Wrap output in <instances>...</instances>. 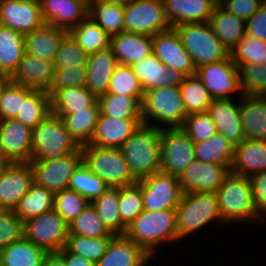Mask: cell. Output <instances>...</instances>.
<instances>
[{
	"mask_svg": "<svg viewBox=\"0 0 266 266\" xmlns=\"http://www.w3.org/2000/svg\"><path fill=\"white\" fill-rule=\"evenodd\" d=\"M90 204L81 194L66 188L54 194V210L70 225Z\"/></svg>",
	"mask_w": 266,
	"mask_h": 266,
	"instance_id": "obj_51",
	"label": "cell"
},
{
	"mask_svg": "<svg viewBox=\"0 0 266 266\" xmlns=\"http://www.w3.org/2000/svg\"><path fill=\"white\" fill-rule=\"evenodd\" d=\"M100 113L98 99L86 110L66 114L62 119L71 137L82 147L88 145L94 135Z\"/></svg>",
	"mask_w": 266,
	"mask_h": 266,
	"instance_id": "obj_35",
	"label": "cell"
},
{
	"mask_svg": "<svg viewBox=\"0 0 266 266\" xmlns=\"http://www.w3.org/2000/svg\"><path fill=\"white\" fill-rule=\"evenodd\" d=\"M161 171L179 177L196 159L194 142L181 128H162L160 136Z\"/></svg>",
	"mask_w": 266,
	"mask_h": 266,
	"instance_id": "obj_11",
	"label": "cell"
},
{
	"mask_svg": "<svg viewBox=\"0 0 266 266\" xmlns=\"http://www.w3.org/2000/svg\"><path fill=\"white\" fill-rule=\"evenodd\" d=\"M64 259L66 266H96V263L81 255L70 253L65 247L58 252Z\"/></svg>",
	"mask_w": 266,
	"mask_h": 266,
	"instance_id": "obj_61",
	"label": "cell"
},
{
	"mask_svg": "<svg viewBox=\"0 0 266 266\" xmlns=\"http://www.w3.org/2000/svg\"><path fill=\"white\" fill-rule=\"evenodd\" d=\"M1 92H2V80L0 81V95H1Z\"/></svg>",
	"mask_w": 266,
	"mask_h": 266,
	"instance_id": "obj_66",
	"label": "cell"
},
{
	"mask_svg": "<svg viewBox=\"0 0 266 266\" xmlns=\"http://www.w3.org/2000/svg\"><path fill=\"white\" fill-rule=\"evenodd\" d=\"M33 183L30 162L9 163L0 177V205L4 210H14Z\"/></svg>",
	"mask_w": 266,
	"mask_h": 266,
	"instance_id": "obj_19",
	"label": "cell"
},
{
	"mask_svg": "<svg viewBox=\"0 0 266 266\" xmlns=\"http://www.w3.org/2000/svg\"><path fill=\"white\" fill-rule=\"evenodd\" d=\"M265 0H226L221 6L228 12L247 21Z\"/></svg>",
	"mask_w": 266,
	"mask_h": 266,
	"instance_id": "obj_58",
	"label": "cell"
},
{
	"mask_svg": "<svg viewBox=\"0 0 266 266\" xmlns=\"http://www.w3.org/2000/svg\"><path fill=\"white\" fill-rule=\"evenodd\" d=\"M215 6H221L226 0H211Z\"/></svg>",
	"mask_w": 266,
	"mask_h": 266,
	"instance_id": "obj_65",
	"label": "cell"
},
{
	"mask_svg": "<svg viewBox=\"0 0 266 266\" xmlns=\"http://www.w3.org/2000/svg\"><path fill=\"white\" fill-rule=\"evenodd\" d=\"M120 187H109L100 197L91 202L99 218L111 234L125 235L127 226L119 214Z\"/></svg>",
	"mask_w": 266,
	"mask_h": 266,
	"instance_id": "obj_38",
	"label": "cell"
},
{
	"mask_svg": "<svg viewBox=\"0 0 266 266\" xmlns=\"http://www.w3.org/2000/svg\"><path fill=\"white\" fill-rule=\"evenodd\" d=\"M209 23L229 53L246 35V21L228 12L222 6L215 7Z\"/></svg>",
	"mask_w": 266,
	"mask_h": 266,
	"instance_id": "obj_32",
	"label": "cell"
},
{
	"mask_svg": "<svg viewBox=\"0 0 266 266\" xmlns=\"http://www.w3.org/2000/svg\"><path fill=\"white\" fill-rule=\"evenodd\" d=\"M179 88L187 116L208 111L213 98L195 74L186 76Z\"/></svg>",
	"mask_w": 266,
	"mask_h": 266,
	"instance_id": "obj_42",
	"label": "cell"
},
{
	"mask_svg": "<svg viewBox=\"0 0 266 266\" xmlns=\"http://www.w3.org/2000/svg\"><path fill=\"white\" fill-rule=\"evenodd\" d=\"M118 205L121 220L128 227L144 210L139 182L120 187Z\"/></svg>",
	"mask_w": 266,
	"mask_h": 266,
	"instance_id": "obj_52",
	"label": "cell"
},
{
	"mask_svg": "<svg viewBox=\"0 0 266 266\" xmlns=\"http://www.w3.org/2000/svg\"><path fill=\"white\" fill-rule=\"evenodd\" d=\"M88 54L77 44L68 33L62 40L54 59L56 70L86 66Z\"/></svg>",
	"mask_w": 266,
	"mask_h": 266,
	"instance_id": "obj_53",
	"label": "cell"
},
{
	"mask_svg": "<svg viewBox=\"0 0 266 266\" xmlns=\"http://www.w3.org/2000/svg\"><path fill=\"white\" fill-rule=\"evenodd\" d=\"M98 101L103 115L117 119H142V104L135 97L106 93Z\"/></svg>",
	"mask_w": 266,
	"mask_h": 266,
	"instance_id": "obj_44",
	"label": "cell"
},
{
	"mask_svg": "<svg viewBox=\"0 0 266 266\" xmlns=\"http://www.w3.org/2000/svg\"><path fill=\"white\" fill-rule=\"evenodd\" d=\"M174 28L184 48L190 53L196 68L221 61L230 55L209 22L183 24Z\"/></svg>",
	"mask_w": 266,
	"mask_h": 266,
	"instance_id": "obj_8",
	"label": "cell"
},
{
	"mask_svg": "<svg viewBox=\"0 0 266 266\" xmlns=\"http://www.w3.org/2000/svg\"><path fill=\"white\" fill-rule=\"evenodd\" d=\"M55 71L54 61L41 59L25 51L16 70L8 79L26 88L48 93Z\"/></svg>",
	"mask_w": 266,
	"mask_h": 266,
	"instance_id": "obj_20",
	"label": "cell"
},
{
	"mask_svg": "<svg viewBox=\"0 0 266 266\" xmlns=\"http://www.w3.org/2000/svg\"><path fill=\"white\" fill-rule=\"evenodd\" d=\"M162 0H133L124 6V31L154 36L171 29Z\"/></svg>",
	"mask_w": 266,
	"mask_h": 266,
	"instance_id": "obj_9",
	"label": "cell"
},
{
	"mask_svg": "<svg viewBox=\"0 0 266 266\" xmlns=\"http://www.w3.org/2000/svg\"><path fill=\"white\" fill-rule=\"evenodd\" d=\"M9 162L5 159H0V177L5 170V168L8 166Z\"/></svg>",
	"mask_w": 266,
	"mask_h": 266,
	"instance_id": "obj_64",
	"label": "cell"
},
{
	"mask_svg": "<svg viewBox=\"0 0 266 266\" xmlns=\"http://www.w3.org/2000/svg\"><path fill=\"white\" fill-rule=\"evenodd\" d=\"M83 162L81 147L53 161H30L34 172V182L54 194L69 188L71 176Z\"/></svg>",
	"mask_w": 266,
	"mask_h": 266,
	"instance_id": "obj_14",
	"label": "cell"
},
{
	"mask_svg": "<svg viewBox=\"0 0 266 266\" xmlns=\"http://www.w3.org/2000/svg\"><path fill=\"white\" fill-rule=\"evenodd\" d=\"M100 1L110 2L114 4H121L125 6L126 4L130 3L133 0H100Z\"/></svg>",
	"mask_w": 266,
	"mask_h": 266,
	"instance_id": "obj_63",
	"label": "cell"
},
{
	"mask_svg": "<svg viewBox=\"0 0 266 266\" xmlns=\"http://www.w3.org/2000/svg\"><path fill=\"white\" fill-rule=\"evenodd\" d=\"M186 117L179 87H160L144 93L142 101L143 124L161 129L182 127ZM150 121L155 122V124ZM156 123H160V125ZM161 123L163 124L161 125Z\"/></svg>",
	"mask_w": 266,
	"mask_h": 266,
	"instance_id": "obj_6",
	"label": "cell"
},
{
	"mask_svg": "<svg viewBox=\"0 0 266 266\" xmlns=\"http://www.w3.org/2000/svg\"><path fill=\"white\" fill-rule=\"evenodd\" d=\"M219 212L224 224L240 221L259 220L252 185L249 177L230 173L217 190ZM226 222V223H225Z\"/></svg>",
	"mask_w": 266,
	"mask_h": 266,
	"instance_id": "obj_5",
	"label": "cell"
},
{
	"mask_svg": "<svg viewBox=\"0 0 266 266\" xmlns=\"http://www.w3.org/2000/svg\"><path fill=\"white\" fill-rule=\"evenodd\" d=\"M53 209L54 193L34 182L13 211L25 222Z\"/></svg>",
	"mask_w": 266,
	"mask_h": 266,
	"instance_id": "obj_40",
	"label": "cell"
},
{
	"mask_svg": "<svg viewBox=\"0 0 266 266\" xmlns=\"http://www.w3.org/2000/svg\"><path fill=\"white\" fill-rule=\"evenodd\" d=\"M69 188L81 194L91 203L100 197L109 186L82 162L72 174Z\"/></svg>",
	"mask_w": 266,
	"mask_h": 266,
	"instance_id": "obj_45",
	"label": "cell"
},
{
	"mask_svg": "<svg viewBox=\"0 0 266 266\" xmlns=\"http://www.w3.org/2000/svg\"><path fill=\"white\" fill-rule=\"evenodd\" d=\"M68 31L44 24L25 35V51L41 59L54 61L63 38Z\"/></svg>",
	"mask_w": 266,
	"mask_h": 266,
	"instance_id": "obj_31",
	"label": "cell"
},
{
	"mask_svg": "<svg viewBox=\"0 0 266 266\" xmlns=\"http://www.w3.org/2000/svg\"><path fill=\"white\" fill-rule=\"evenodd\" d=\"M141 124L142 119H117L100 112L94 135L88 145L120 148Z\"/></svg>",
	"mask_w": 266,
	"mask_h": 266,
	"instance_id": "obj_24",
	"label": "cell"
},
{
	"mask_svg": "<svg viewBox=\"0 0 266 266\" xmlns=\"http://www.w3.org/2000/svg\"><path fill=\"white\" fill-rule=\"evenodd\" d=\"M131 67L139 78L144 93L160 87H179L185 78L177 70L168 68L153 53Z\"/></svg>",
	"mask_w": 266,
	"mask_h": 266,
	"instance_id": "obj_23",
	"label": "cell"
},
{
	"mask_svg": "<svg viewBox=\"0 0 266 266\" xmlns=\"http://www.w3.org/2000/svg\"><path fill=\"white\" fill-rule=\"evenodd\" d=\"M230 173L227 165L202 163L195 159L178 178L183 193L217 192Z\"/></svg>",
	"mask_w": 266,
	"mask_h": 266,
	"instance_id": "obj_18",
	"label": "cell"
},
{
	"mask_svg": "<svg viewBox=\"0 0 266 266\" xmlns=\"http://www.w3.org/2000/svg\"><path fill=\"white\" fill-rule=\"evenodd\" d=\"M68 235H81L92 238L114 236L105 227L91 203L69 225Z\"/></svg>",
	"mask_w": 266,
	"mask_h": 266,
	"instance_id": "obj_49",
	"label": "cell"
},
{
	"mask_svg": "<svg viewBox=\"0 0 266 266\" xmlns=\"http://www.w3.org/2000/svg\"><path fill=\"white\" fill-rule=\"evenodd\" d=\"M25 53V35L0 25V73L9 78Z\"/></svg>",
	"mask_w": 266,
	"mask_h": 266,
	"instance_id": "obj_33",
	"label": "cell"
},
{
	"mask_svg": "<svg viewBox=\"0 0 266 266\" xmlns=\"http://www.w3.org/2000/svg\"><path fill=\"white\" fill-rule=\"evenodd\" d=\"M90 0H40L46 24L69 31L88 18Z\"/></svg>",
	"mask_w": 266,
	"mask_h": 266,
	"instance_id": "obj_21",
	"label": "cell"
},
{
	"mask_svg": "<svg viewBox=\"0 0 266 266\" xmlns=\"http://www.w3.org/2000/svg\"><path fill=\"white\" fill-rule=\"evenodd\" d=\"M195 157L202 163L231 167L234 146L219 132L208 140L194 143Z\"/></svg>",
	"mask_w": 266,
	"mask_h": 266,
	"instance_id": "obj_39",
	"label": "cell"
},
{
	"mask_svg": "<svg viewBox=\"0 0 266 266\" xmlns=\"http://www.w3.org/2000/svg\"><path fill=\"white\" fill-rule=\"evenodd\" d=\"M172 28L190 23L209 22L215 4L211 0H162Z\"/></svg>",
	"mask_w": 266,
	"mask_h": 266,
	"instance_id": "obj_28",
	"label": "cell"
},
{
	"mask_svg": "<svg viewBox=\"0 0 266 266\" xmlns=\"http://www.w3.org/2000/svg\"><path fill=\"white\" fill-rule=\"evenodd\" d=\"M97 98L87 87H67L51 97V112L63 118L66 114L86 110Z\"/></svg>",
	"mask_w": 266,
	"mask_h": 266,
	"instance_id": "obj_36",
	"label": "cell"
},
{
	"mask_svg": "<svg viewBox=\"0 0 266 266\" xmlns=\"http://www.w3.org/2000/svg\"><path fill=\"white\" fill-rule=\"evenodd\" d=\"M240 118L245 138L266 141V95L243 94Z\"/></svg>",
	"mask_w": 266,
	"mask_h": 266,
	"instance_id": "obj_30",
	"label": "cell"
},
{
	"mask_svg": "<svg viewBox=\"0 0 266 266\" xmlns=\"http://www.w3.org/2000/svg\"><path fill=\"white\" fill-rule=\"evenodd\" d=\"M246 36H253L266 42V0L246 21Z\"/></svg>",
	"mask_w": 266,
	"mask_h": 266,
	"instance_id": "obj_60",
	"label": "cell"
},
{
	"mask_svg": "<svg viewBox=\"0 0 266 266\" xmlns=\"http://www.w3.org/2000/svg\"><path fill=\"white\" fill-rule=\"evenodd\" d=\"M86 66L58 69L55 71L50 86L49 96L52 97L58 90L67 87H86Z\"/></svg>",
	"mask_w": 266,
	"mask_h": 266,
	"instance_id": "obj_56",
	"label": "cell"
},
{
	"mask_svg": "<svg viewBox=\"0 0 266 266\" xmlns=\"http://www.w3.org/2000/svg\"><path fill=\"white\" fill-rule=\"evenodd\" d=\"M44 24L40 0H0V25L26 35Z\"/></svg>",
	"mask_w": 266,
	"mask_h": 266,
	"instance_id": "obj_16",
	"label": "cell"
},
{
	"mask_svg": "<svg viewBox=\"0 0 266 266\" xmlns=\"http://www.w3.org/2000/svg\"><path fill=\"white\" fill-rule=\"evenodd\" d=\"M254 204L260 216L266 217V170L250 177Z\"/></svg>",
	"mask_w": 266,
	"mask_h": 266,
	"instance_id": "obj_59",
	"label": "cell"
},
{
	"mask_svg": "<svg viewBox=\"0 0 266 266\" xmlns=\"http://www.w3.org/2000/svg\"><path fill=\"white\" fill-rule=\"evenodd\" d=\"M107 93L135 97L141 104L144 91L131 66L118 65L113 72Z\"/></svg>",
	"mask_w": 266,
	"mask_h": 266,
	"instance_id": "obj_46",
	"label": "cell"
},
{
	"mask_svg": "<svg viewBox=\"0 0 266 266\" xmlns=\"http://www.w3.org/2000/svg\"><path fill=\"white\" fill-rule=\"evenodd\" d=\"M51 113V97L45 91L33 90L24 100H21L20 111L15 119L25 126L34 129Z\"/></svg>",
	"mask_w": 266,
	"mask_h": 266,
	"instance_id": "obj_43",
	"label": "cell"
},
{
	"mask_svg": "<svg viewBox=\"0 0 266 266\" xmlns=\"http://www.w3.org/2000/svg\"><path fill=\"white\" fill-rule=\"evenodd\" d=\"M81 149L83 163L109 187H124L138 182L120 148L84 145Z\"/></svg>",
	"mask_w": 266,
	"mask_h": 266,
	"instance_id": "obj_7",
	"label": "cell"
},
{
	"mask_svg": "<svg viewBox=\"0 0 266 266\" xmlns=\"http://www.w3.org/2000/svg\"><path fill=\"white\" fill-rule=\"evenodd\" d=\"M233 98L213 99L208 109L217 132L221 133L233 146L244 139L243 125L240 118V97L234 103Z\"/></svg>",
	"mask_w": 266,
	"mask_h": 266,
	"instance_id": "obj_22",
	"label": "cell"
},
{
	"mask_svg": "<svg viewBox=\"0 0 266 266\" xmlns=\"http://www.w3.org/2000/svg\"><path fill=\"white\" fill-rule=\"evenodd\" d=\"M47 254L23 236L0 251V266H42Z\"/></svg>",
	"mask_w": 266,
	"mask_h": 266,
	"instance_id": "obj_34",
	"label": "cell"
},
{
	"mask_svg": "<svg viewBox=\"0 0 266 266\" xmlns=\"http://www.w3.org/2000/svg\"><path fill=\"white\" fill-rule=\"evenodd\" d=\"M118 65L111 47L88 55L86 87L97 99L107 93L113 72Z\"/></svg>",
	"mask_w": 266,
	"mask_h": 266,
	"instance_id": "obj_26",
	"label": "cell"
},
{
	"mask_svg": "<svg viewBox=\"0 0 266 266\" xmlns=\"http://www.w3.org/2000/svg\"><path fill=\"white\" fill-rule=\"evenodd\" d=\"M181 128L194 143L208 140L217 133L216 125L208 112L188 115Z\"/></svg>",
	"mask_w": 266,
	"mask_h": 266,
	"instance_id": "obj_54",
	"label": "cell"
},
{
	"mask_svg": "<svg viewBox=\"0 0 266 266\" xmlns=\"http://www.w3.org/2000/svg\"><path fill=\"white\" fill-rule=\"evenodd\" d=\"M42 266H66V264L58 252H51L45 256Z\"/></svg>",
	"mask_w": 266,
	"mask_h": 266,
	"instance_id": "obj_62",
	"label": "cell"
},
{
	"mask_svg": "<svg viewBox=\"0 0 266 266\" xmlns=\"http://www.w3.org/2000/svg\"><path fill=\"white\" fill-rule=\"evenodd\" d=\"M110 47L120 65L132 66L153 53V36L123 31L111 37Z\"/></svg>",
	"mask_w": 266,
	"mask_h": 266,
	"instance_id": "obj_27",
	"label": "cell"
},
{
	"mask_svg": "<svg viewBox=\"0 0 266 266\" xmlns=\"http://www.w3.org/2000/svg\"><path fill=\"white\" fill-rule=\"evenodd\" d=\"M125 235L142 247L151 257L163 242H177L176 209L143 210L127 227Z\"/></svg>",
	"mask_w": 266,
	"mask_h": 266,
	"instance_id": "obj_2",
	"label": "cell"
},
{
	"mask_svg": "<svg viewBox=\"0 0 266 266\" xmlns=\"http://www.w3.org/2000/svg\"><path fill=\"white\" fill-rule=\"evenodd\" d=\"M24 222L13 210L0 213V251L24 236Z\"/></svg>",
	"mask_w": 266,
	"mask_h": 266,
	"instance_id": "obj_57",
	"label": "cell"
},
{
	"mask_svg": "<svg viewBox=\"0 0 266 266\" xmlns=\"http://www.w3.org/2000/svg\"><path fill=\"white\" fill-rule=\"evenodd\" d=\"M141 185L143 208L147 211L176 209L183 191L177 176L156 172L138 181Z\"/></svg>",
	"mask_w": 266,
	"mask_h": 266,
	"instance_id": "obj_12",
	"label": "cell"
},
{
	"mask_svg": "<svg viewBox=\"0 0 266 266\" xmlns=\"http://www.w3.org/2000/svg\"><path fill=\"white\" fill-rule=\"evenodd\" d=\"M153 54L168 68L177 70L185 77L196 72L192 57L175 28L153 36Z\"/></svg>",
	"mask_w": 266,
	"mask_h": 266,
	"instance_id": "obj_17",
	"label": "cell"
},
{
	"mask_svg": "<svg viewBox=\"0 0 266 266\" xmlns=\"http://www.w3.org/2000/svg\"><path fill=\"white\" fill-rule=\"evenodd\" d=\"M33 90L24 85L11 82L8 78L2 79V92L0 95V119L16 118L24 100Z\"/></svg>",
	"mask_w": 266,
	"mask_h": 266,
	"instance_id": "obj_48",
	"label": "cell"
},
{
	"mask_svg": "<svg viewBox=\"0 0 266 266\" xmlns=\"http://www.w3.org/2000/svg\"><path fill=\"white\" fill-rule=\"evenodd\" d=\"M160 136L161 128L141 124L120 147L137 181L161 171Z\"/></svg>",
	"mask_w": 266,
	"mask_h": 266,
	"instance_id": "obj_1",
	"label": "cell"
},
{
	"mask_svg": "<svg viewBox=\"0 0 266 266\" xmlns=\"http://www.w3.org/2000/svg\"><path fill=\"white\" fill-rule=\"evenodd\" d=\"M235 65L240 69L248 63L266 65V42L253 36H244L230 53Z\"/></svg>",
	"mask_w": 266,
	"mask_h": 266,
	"instance_id": "obj_47",
	"label": "cell"
},
{
	"mask_svg": "<svg viewBox=\"0 0 266 266\" xmlns=\"http://www.w3.org/2000/svg\"><path fill=\"white\" fill-rule=\"evenodd\" d=\"M88 17L110 37L124 31V5L90 0Z\"/></svg>",
	"mask_w": 266,
	"mask_h": 266,
	"instance_id": "obj_37",
	"label": "cell"
},
{
	"mask_svg": "<svg viewBox=\"0 0 266 266\" xmlns=\"http://www.w3.org/2000/svg\"><path fill=\"white\" fill-rule=\"evenodd\" d=\"M241 89L243 94L266 95L265 66L248 63L240 68Z\"/></svg>",
	"mask_w": 266,
	"mask_h": 266,
	"instance_id": "obj_55",
	"label": "cell"
},
{
	"mask_svg": "<svg viewBox=\"0 0 266 266\" xmlns=\"http://www.w3.org/2000/svg\"><path fill=\"white\" fill-rule=\"evenodd\" d=\"M79 148L63 119L52 112L32 129L31 161L57 160Z\"/></svg>",
	"mask_w": 266,
	"mask_h": 266,
	"instance_id": "obj_3",
	"label": "cell"
},
{
	"mask_svg": "<svg viewBox=\"0 0 266 266\" xmlns=\"http://www.w3.org/2000/svg\"><path fill=\"white\" fill-rule=\"evenodd\" d=\"M4 211V208L0 205V213Z\"/></svg>",
	"mask_w": 266,
	"mask_h": 266,
	"instance_id": "obj_67",
	"label": "cell"
},
{
	"mask_svg": "<svg viewBox=\"0 0 266 266\" xmlns=\"http://www.w3.org/2000/svg\"><path fill=\"white\" fill-rule=\"evenodd\" d=\"M231 173L250 177L266 170V141L245 138L234 146Z\"/></svg>",
	"mask_w": 266,
	"mask_h": 266,
	"instance_id": "obj_29",
	"label": "cell"
},
{
	"mask_svg": "<svg viewBox=\"0 0 266 266\" xmlns=\"http://www.w3.org/2000/svg\"><path fill=\"white\" fill-rule=\"evenodd\" d=\"M68 33L88 55L107 49L111 44V37L89 17Z\"/></svg>",
	"mask_w": 266,
	"mask_h": 266,
	"instance_id": "obj_41",
	"label": "cell"
},
{
	"mask_svg": "<svg viewBox=\"0 0 266 266\" xmlns=\"http://www.w3.org/2000/svg\"><path fill=\"white\" fill-rule=\"evenodd\" d=\"M24 237L46 250L59 252L66 245L69 225L53 209L24 222Z\"/></svg>",
	"mask_w": 266,
	"mask_h": 266,
	"instance_id": "obj_10",
	"label": "cell"
},
{
	"mask_svg": "<svg viewBox=\"0 0 266 266\" xmlns=\"http://www.w3.org/2000/svg\"><path fill=\"white\" fill-rule=\"evenodd\" d=\"M152 258L126 235H114L96 266H146Z\"/></svg>",
	"mask_w": 266,
	"mask_h": 266,
	"instance_id": "obj_25",
	"label": "cell"
},
{
	"mask_svg": "<svg viewBox=\"0 0 266 266\" xmlns=\"http://www.w3.org/2000/svg\"><path fill=\"white\" fill-rule=\"evenodd\" d=\"M3 78H4L3 75L0 73V81H1Z\"/></svg>",
	"mask_w": 266,
	"mask_h": 266,
	"instance_id": "obj_68",
	"label": "cell"
},
{
	"mask_svg": "<svg viewBox=\"0 0 266 266\" xmlns=\"http://www.w3.org/2000/svg\"><path fill=\"white\" fill-rule=\"evenodd\" d=\"M195 75L204 83L213 99L232 98L235 92L239 94L238 97L243 95L240 69L231 55L221 61L197 67Z\"/></svg>",
	"mask_w": 266,
	"mask_h": 266,
	"instance_id": "obj_13",
	"label": "cell"
},
{
	"mask_svg": "<svg viewBox=\"0 0 266 266\" xmlns=\"http://www.w3.org/2000/svg\"><path fill=\"white\" fill-rule=\"evenodd\" d=\"M32 129L17 119L0 122V153L9 163L31 161Z\"/></svg>",
	"mask_w": 266,
	"mask_h": 266,
	"instance_id": "obj_15",
	"label": "cell"
},
{
	"mask_svg": "<svg viewBox=\"0 0 266 266\" xmlns=\"http://www.w3.org/2000/svg\"><path fill=\"white\" fill-rule=\"evenodd\" d=\"M176 218L178 241L201 230L213 220L223 224L217 192L183 193L176 207Z\"/></svg>",
	"mask_w": 266,
	"mask_h": 266,
	"instance_id": "obj_4",
	"label": "cell"
},
{
	"mask_svg": "<svg viewBox=\"0 0 266 266\" xmlns=\"http://www.w3.org/2000/svg\"><path fill=\"white\" fill-rule=\"evenodd\" d=\"M112 237H86L81 235H68L65 248L70 253L81 255L88 260L97 262L106 252Z\"/></svg>",
	"mask_w": 266,
	"mask_h": 266,
	"instance_id": "obj_50",
	"label": "cell"
}]
</instances>
